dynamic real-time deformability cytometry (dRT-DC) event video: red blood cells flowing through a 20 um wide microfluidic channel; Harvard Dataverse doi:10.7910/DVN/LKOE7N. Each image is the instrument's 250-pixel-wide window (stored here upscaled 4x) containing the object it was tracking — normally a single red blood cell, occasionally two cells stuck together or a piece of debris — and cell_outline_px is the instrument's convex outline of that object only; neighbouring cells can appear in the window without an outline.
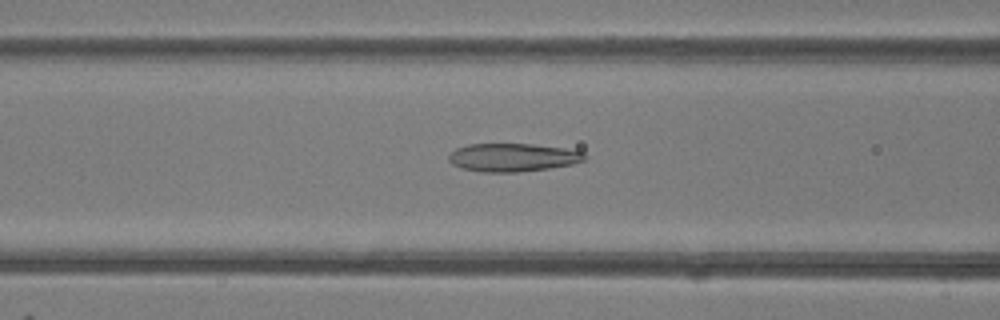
{"species": "common noctule bat (a hibernating species)", "species_latin": "Nyctalus noctula", "temperature_condition": "room temperature", "stored_images_in_passage": 49, "camera_frame_rate_fps": 3000, "um_per_image_px": 0.085, "animal": {"sex": "female"}, "frame": {"image": 1, "passage_image": 20, "time_ms": 6.333, "image_size_px": [1000, 320], "cell_outline_px": [[588, 156], [584, 160], [572, 164], [548, 168], [520, 172], [484, 172], [460, 168], [452, 164], [448, 160], [448, 156], [456, 148], [468, 144], [532, 144], [564, 148], [584, 152]], "centroid_in_image_um": [43.58, 13.38], "position_along_channel_um": 123.0, "area_um2": 22.37}}
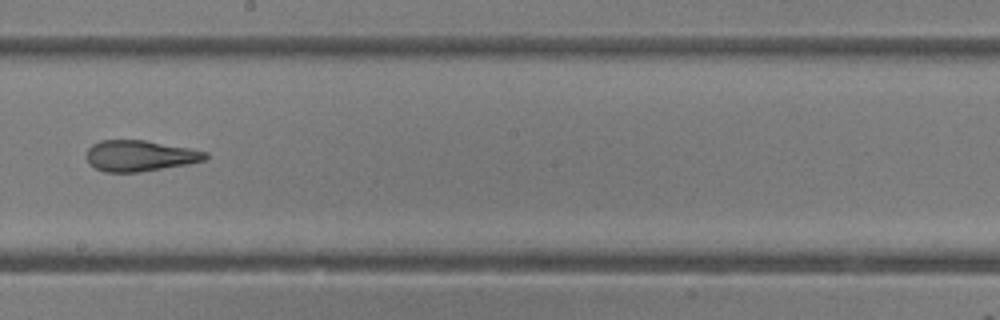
{"frame": {"image": 2, "passage_image": 28, "time_ms": 9.0, "image_size_px": [1000, 320], "cell_outline_px": [[208, 156], [204, 160], [188, 164], [140, 172], [104, 172], [88, 164], [88, 148], [92, 144], [100, 140], [144, 140], [188, 148], [208, 152]], "centroid_in_image_um": [11.88, 13.24], "position_along_channel_um": 236.3, "area_um2": 21.33}}
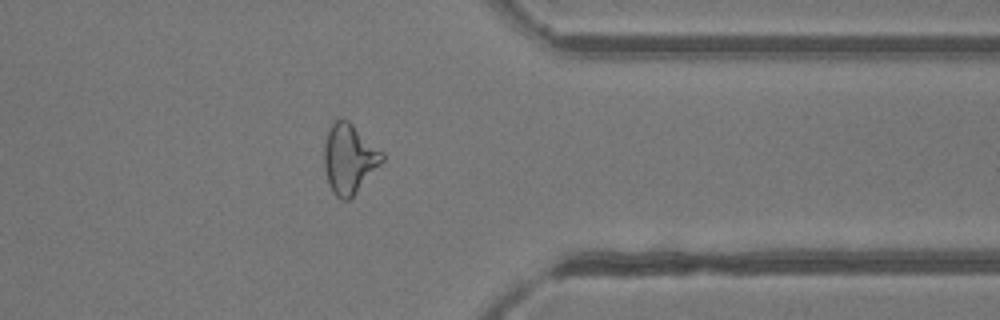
{"frame": {"image": 3, "passage_image": 39, "time_ms": 12.667, "image_size_px": [1000, 320], "cell_outline_px": [[384, 160], [352, 196], [348, 200], [340, 200], [336, 196], [328, 184], [324, 168], [324, 144], [328, 128], [332, 120], [340, 116], [348, 120], [384, 152]], "centroid_in_image_um": [29.65, 13.43], "position_along_channel_um": 381.7, "area_um2": 23.7}, "authors_computed_cell_mechanics": {"area_um2": 23.987, "velocity_mm_per_s": 4.2419, "shape_relaxation_time_tau1_ms": null, "shape_relaxation_time_tau2_ms": 2.111, "deformation_change_tau1": null, "deformation_change_tau2": 0.1238}}